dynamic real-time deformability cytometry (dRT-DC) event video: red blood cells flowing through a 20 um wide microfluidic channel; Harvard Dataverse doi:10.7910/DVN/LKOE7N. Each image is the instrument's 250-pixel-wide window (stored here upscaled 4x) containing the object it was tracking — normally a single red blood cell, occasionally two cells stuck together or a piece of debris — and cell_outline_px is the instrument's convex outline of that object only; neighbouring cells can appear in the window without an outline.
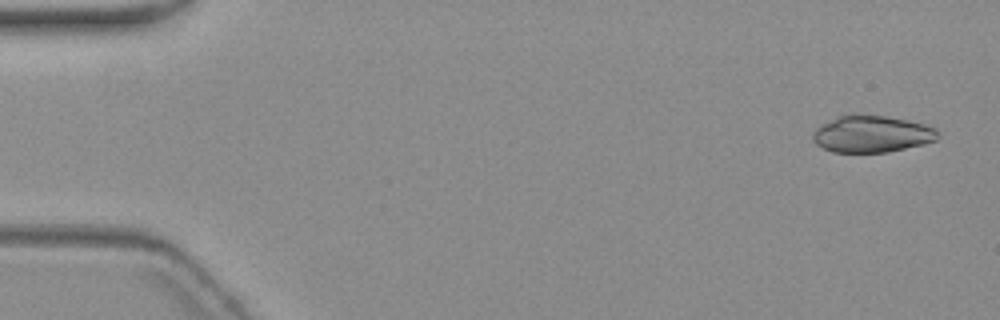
{"species": "common noctule bat (a hibernating species)", "species_latin": "Nyctalus noctula", "temperature_condition": "warm", "stored_images_in_passage": 5, "camera_frame_rate_fps": 3000, "um_per_image_px": 0.085, "animal": {"sex": "female", "body_mass_g": 19.3, "forearm_length_mm": 54.1}, "frame": {"image": 1, "passage_image": 1, "time_ms": 0.0, "image_size_px": [1000, 320], "cell_outline_px": [[940, 132], [936, 140], [924, 144], [888, 152], [832, 152], [816, 144], [812, 140], [812, 136], [816, 128], [820, 124], [836, 116], [888, 116], [908, 120], [924, 124], [936, 128]], "centroid_in_image_um": [74.11, 11.4], "position_along_channel_um": 10.9, "area_um2": 26.7}}